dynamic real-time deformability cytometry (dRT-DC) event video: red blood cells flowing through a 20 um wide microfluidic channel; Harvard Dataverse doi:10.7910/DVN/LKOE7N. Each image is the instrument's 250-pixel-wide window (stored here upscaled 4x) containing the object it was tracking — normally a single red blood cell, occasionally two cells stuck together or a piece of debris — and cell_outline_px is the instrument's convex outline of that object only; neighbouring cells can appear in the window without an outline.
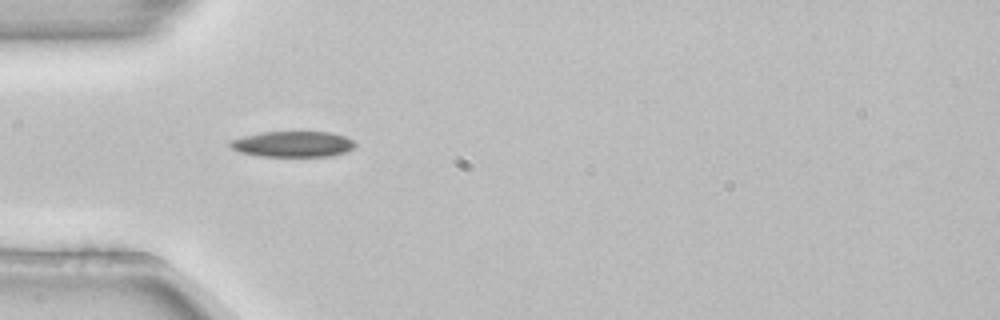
{"species": "common noctule bat (a hibernating species)", "species_latin": "Nyctalus noctula", "temperature_condition": "room temperature", "stored_images_in_passage": 9, "camera_frame_rate_fps": 3000, "um_per_image_px": 0.085, "animal": {"sex": "female", "body_mass_g": 22.7, "forearm_length_mm": 54.2}, "frame": {"image": 1, "passage_image": 4, "time_ms": 1.0, "image_size_px": [1000, 320], "cell_outline_px": [[356, 144], [352, 148], [344, 152], [332, 156], [260, 156], [240, 152], [232, 148], [228, 144], [228, 140], [260, 132], [332, 132], [344, 136], [352, 140]], "centroid_in_image_um": [24.86, 12.24], "position_along_channel_um": 60.1, "area_um2": 18.73}}
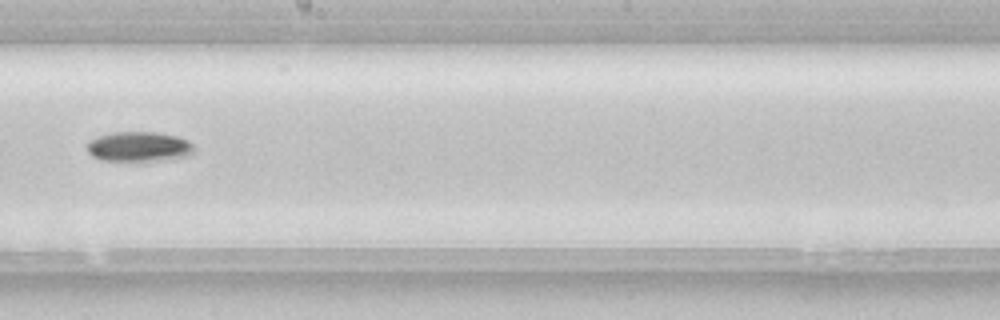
{"frame": {"image": 2, "passage_image": 8, "time_ms": 2.333, "image_size_px": [1000, 320], "cell_outline_px": [[192, 152], [188, 156], [172, 160], [144, 164], [100, 160], [92, 156], [88, 152], [88, 140], [112, 132], [156, 132], [180, 136], [188, 140], [192, 144]], "centroid_in_image_um": [11.83, 12.52], "position_along_channel_um": 236.4, "area_um2": 19.71}}